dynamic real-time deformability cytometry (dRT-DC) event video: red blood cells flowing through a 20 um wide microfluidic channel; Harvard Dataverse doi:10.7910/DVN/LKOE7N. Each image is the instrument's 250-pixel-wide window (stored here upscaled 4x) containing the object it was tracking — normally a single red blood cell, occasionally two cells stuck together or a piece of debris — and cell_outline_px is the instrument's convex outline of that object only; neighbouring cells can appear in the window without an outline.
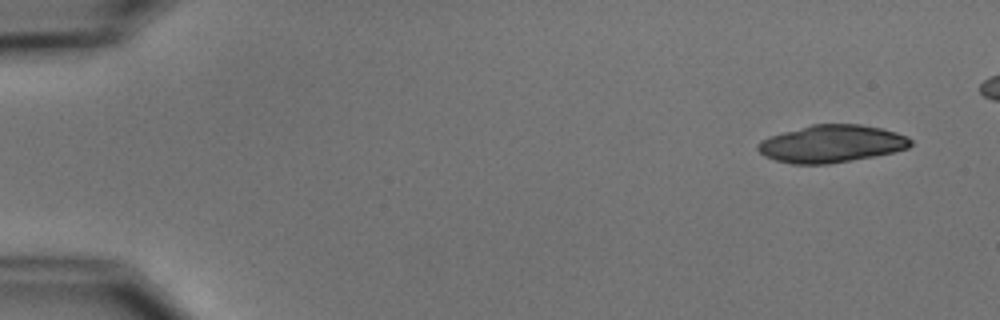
{"species": "common noctule bat (a hibernating species)", "species_latin": "Nyctalus noctula", "temperature_condition": "cold", "stored_images_in_passage": 4, "camera_frame_rate_fps": 3000, "um_per_image_px": 0.085, "animal": {"sex": "male", "body_mass_g": 15.6}, "frame": {"image": 1, "passage_image": 1, "time_ms": 0.0, "image_size_px": [1000, 320], "cell_outline_px": [[912, 144], [908, 148], [892, 152], [872, 156], [828, 164], [792, 164], [776, 160], [764, 156], [756, 148], [756, 144], [760, 140], [784, 132], [812, 124], [860, 124], [880, 128], [896, 132], [908, 136], [912, 140]], "centroid_in_image_um": [70.67, 12.22], "position_along_channel_um": 14.3, "area_um2": 33.12}}